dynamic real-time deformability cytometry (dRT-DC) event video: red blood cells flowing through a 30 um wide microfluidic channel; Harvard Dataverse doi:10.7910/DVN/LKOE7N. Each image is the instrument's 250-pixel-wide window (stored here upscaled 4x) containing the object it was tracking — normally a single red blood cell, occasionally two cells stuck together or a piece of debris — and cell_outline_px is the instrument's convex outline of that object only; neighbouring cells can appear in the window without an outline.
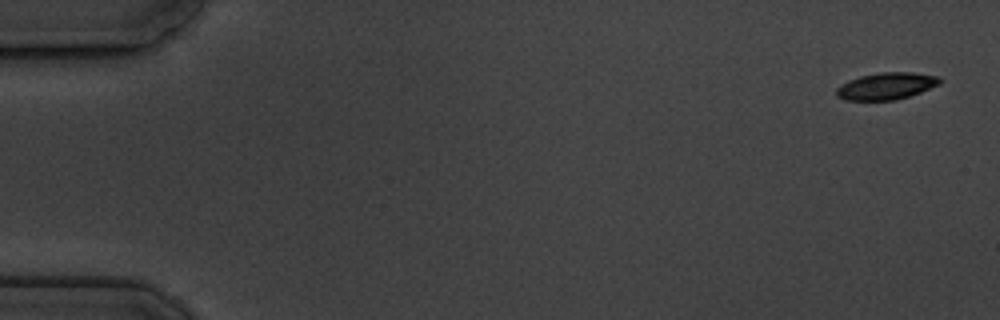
{"species": "common noctule bat (a hibernating species)", "species_latin": "Nyctalus noctula", "temperature_condition": "cold", "stored_images_in_passage": 6, "camera_frame_rate_fps": 3000, "um_per_image_px": 0.085, "animal": {"sex": "male", "body_mass_g": 19.5, "forearm_length_mm": 54.6}, "frame": {"image": 1, "passage_image": 1, "time_ms": 0.0, "image_size_px": [1000, 320], "cell_outline_px": [[944, 80], [940, 84], [920, 92], [896, 100], [844, 100], [836, 96], [836, 88], [840, 84], [848, 80], [860, 76], [880, 72], [912, 72], [940, 76]], "centroid_in_image_um": [75.34, 7.3], "position_along_channel_um": 9.7, "area_um2": 16.42}}
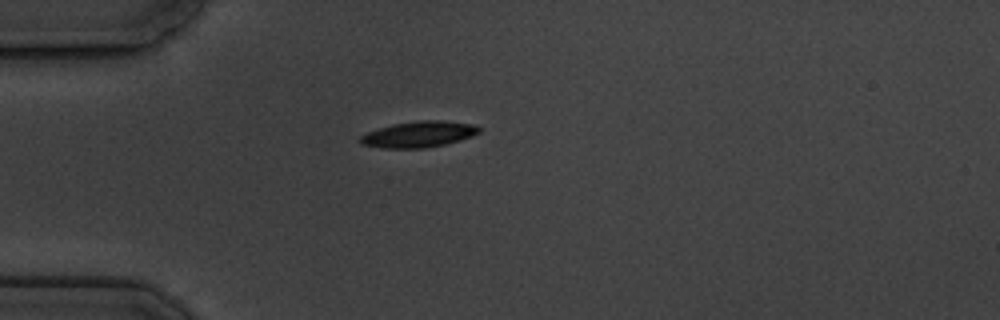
{"frame": {"image": 2, "passage_image": 5, "time_ms": 4.667, "image_size_px": [1000, 320], "cell_outline_px": [[480, 132], [472, 136], [460, 140], [444, 144], [424, 148], [384, 148], [360, 144], [360, 136], [368, 132], [392, 124], [420, 120], [440, 120], [472, 124], [480, 128]], "centroid_in_image_um": [35.59, 11.41], "position_along_channel_um": 49.4, "area_um2": 17.86}}